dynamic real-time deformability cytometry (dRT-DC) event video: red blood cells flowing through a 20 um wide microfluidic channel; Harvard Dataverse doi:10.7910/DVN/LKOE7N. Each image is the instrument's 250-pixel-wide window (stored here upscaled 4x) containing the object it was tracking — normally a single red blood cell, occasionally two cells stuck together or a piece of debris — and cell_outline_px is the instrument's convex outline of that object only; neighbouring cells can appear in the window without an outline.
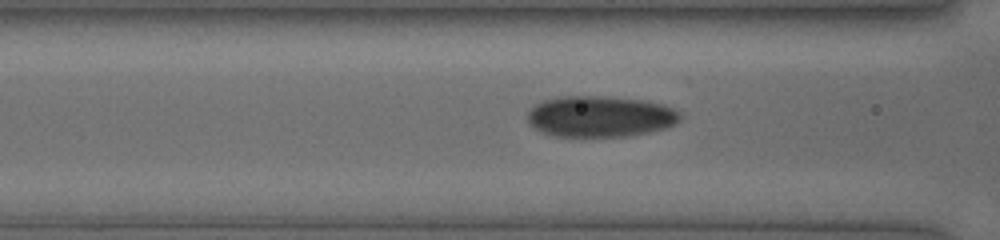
{"species": "human", "species_latin": "Homo sapiens", "temperature_condition": "cold", "stored_images_in_passage": 24, "segment_of_instrument_passage": [1, 2], "camera_frame_rate_fps": 3000, "um_per_image_px": 0.085, "donor": {"sex": "female"}, "frame": {"image": 1, "passage_image": 14, "time_ms": 5.0, "image_size_px": [1000, 240], "cell_outline_px": [[680, 116], [672, 124], [664, 128], [648, 132], [624, 136], [556, 136], [544, 132], [536, 128], [528, 120], [528, 112], [536, 104], [544, 100], [560, 96], [608, 96], [648, 100], [664, 104], [680, 112]], "centroid_in_image_um": [51.02, 9.87], "position_along_channel_um": 115.6, "area_um2": 36.24}}
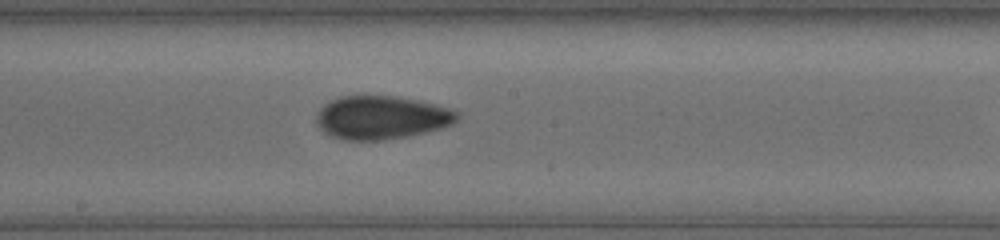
{"frame": {"image": 2, "passage_image": 20, "time_ms": 7.333, "image_size_px": [1000, 240], "cell_outline_px": [[460, 116], [452, 124], [440, 128], [424, 132], [404, 136], [376, 140], [348, 140], [332, 136], [324, 132], [316, 124], [316, 112], [324, 104], [340, 96], [396, 96], [436, 104], [452, 108]], "centroid_in_image_um": [32.4, 9.97], "position_along_channel_um": 215.8, "area_um2": 35.32}}
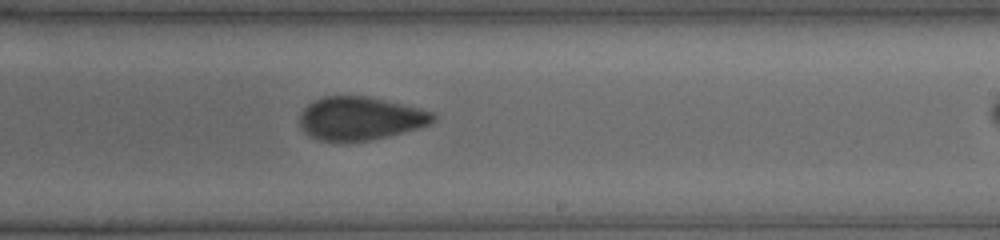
{"frame": {"image": 3, "passage_image": 23, "time_ms": 8.333, "image_size_px": [1000, 240], "cell_outline_px": [[436, 120], [428, 124], [416, 128], [388, 136], [348, 144], [332, 144], [308, 136], [304, 132], [300, 124], [300, 112], [308, 104], [324, 96], [368, 96], [420, 108], [432, 112], [436, 116]], "centroid_in_image_um": [30.56, 10.1], "position_along_channel_um": 258.4, "area_um2": 34.16}}